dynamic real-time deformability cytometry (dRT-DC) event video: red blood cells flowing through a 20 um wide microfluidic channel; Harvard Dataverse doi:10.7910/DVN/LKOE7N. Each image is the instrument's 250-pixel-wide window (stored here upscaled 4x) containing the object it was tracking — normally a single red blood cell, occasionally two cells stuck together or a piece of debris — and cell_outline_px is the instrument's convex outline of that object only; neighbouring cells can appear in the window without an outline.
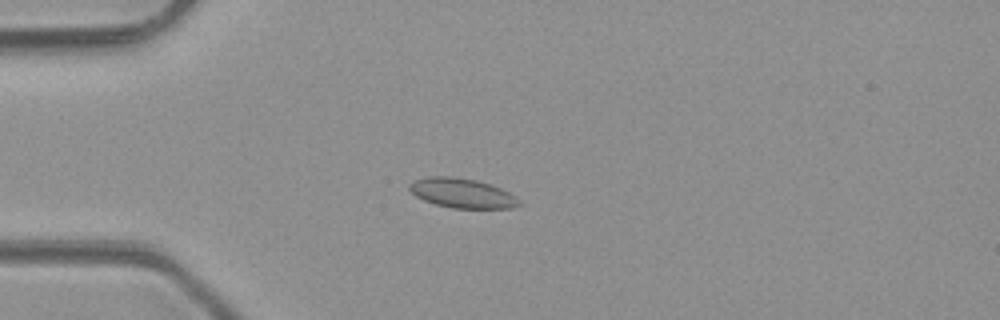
{"species": "common noctule bat (a hibernating species)", "species_latin": "Nyctalus noctula", "temperature_condition": "room temperature", "stored_images_in_passage": 4, "camera_frame_rate_fps": 3000, "um_per_image_px": 0.085, "animal": {"sex": "male", "body_mass_g": 23.1, "forearm_length_mm": 52.7}, "frame": {"image": 1, "passage_image": 3, "time_ms": 3.333, "image_size_px": [1000, 320], "cell_outline_px": [[520, 204], [512, 208], [452, 208], [436, 204], [424, 200], [416, 196], [408, 188], [408, 184], [416, 180], [428, 176], [452, 176], [476, 180], [500, 188], [516, 196], [520, 200]], "centroid_in_image_um": [39.27, 16.41], "position_along_channel_um": 45.7, "area_um2": 18.79}}